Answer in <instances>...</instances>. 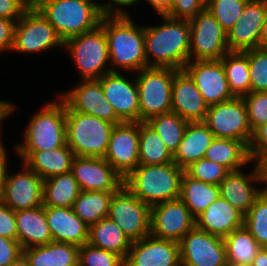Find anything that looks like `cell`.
<instances>
[{"instance_id": "cell-1", "label": "cell", "mask_w": 267, "mask_h": 266, "mask_svg": "<svg viewBox=\"0 0 267 266\" xmlns=\"http://www.w3.org/2000/svg\"><path fill=\"white\" fill-rule=\"evenodd\" d=\"M157 17L160 23H144L147 67L184 69L190 60L189 20L174 19L167 15Z\"/></svg>"}, {"instance_id": "cell-2", "label": "cell", "mask_w": 267, "mask_h": 266, "mask_svg": "<svg viewBox=\"0 0 267 266\" xmlns=\"http://www.w3.org/2000/svg\"><path fill=\"white\" fill-rule=\"evenodd\" d=\"M100 25L108 41L111 72L136 73L147 67L142 20L140 24L135 16L105 14Z\"/></svg>"}, {"instance_id": "cell-3", "label": "cell", "mask_w": 267, "mask_h": 266, "mask_svg": "<svg viewBox=\"0 0 267 266\" xmlns=\"http://www.w3.org/2000/svg\"><path fill=\"white\" fill-rule=\"evenodd\" d=\"M54 97L29 116L22 140L11 146L14 151L50 150L66 144V104L57 94Z\"/></svg>"}, {"instance_id": "cell-4", "label": "cell", "mask_w": 267, "mask_h": 266, "mask_svg": "<svg viewBox=\"0 0 267 266\" xmlns=\"http://www.w3.org/2000/svg\"><path fill=\"white\" fill-rule=\"evenodd\" d=\"M184 169L174 162L161 165L139 164L123 180V184L149 206L180 197Z\"/></svg>"}, {"instance_id": "cell-5", "label": "cell", "mask_w": 267, "mask_h": 266, "mask_svg": "<svg viewBox=\"0 0 267 266\" xmlns=\"http://www.w3.org/2000/svg\"><path fill=\"white\" fill-rule=\"evenodd\" d=\"M63 42L97 28L106 14L91 0H43L36 7Z\"/></svg>"}, {"instance_id": "cell-6", "label": "cell", "mask_w": 267, "mask_h": 266, "mask_svg": "<svg viewBox=\"0 0 267 266\" xmlns=\"http://www.w3.org/2000/svg\"><path fill=\"white\" fill-rule=\"evenodd\" d=\"M80 79L98 80L111 72L108 41L101 25L92 31L71 37L64 42V50Z\"/></svg>"}, {"instance_id": "cell-7", "label": "cell", "mask_w": 267, "mask_h": 266, "mask_svg": "<svg viewBox=\"0 0 267 266\" xmlns=\"http://www.w3.org/2000/svg\"><path fill=\"white\" fill-rule=\"evenodd\" d=\"M113 123L76 111H66V144L75 156H105Z\"/></svg>"}, {"instance_id": "cell-8", "label": "cell", "mask_w": 267, "mask_h": 266, "mask_svg": "<svg viewBox=\"0 0 267 266\" xmlns=\"http://www.w3.org/2000/svg\"><path fill=\"white\" fill-rule=\"evenodd\" d=\"M177 71L170 67H146L135 73L139 93V122L171 112L172 83Z\"/></svg>"}, {"instance_id": "cell-9", "label": "cell", "mask_w": 267, "mask_h": 266, "mask_svg": "<svg viewBox=\"0 0 267 266\" xmlns=\"http://www.w3.org/2000/svg\"><path fill=\"white\" fill-rule=\"evenodd\" d=\"M54 49H64V42L37 8H28L16 23L11 53L31 57Z\"/></svg>"}, {"instance_id": "cell-10", "label": "cell", "mask_w": 267, "mask_h": 266, "mask_svg": "<svg viewBox=\"0 0 267 266\" xmlns=\"http://www.w3.org/2000/svg\"><path fill=\"white\" fill-rule=\"evenodd\" d=\"M108 217L131 242L150 235L151 206L142 202L124 184L113 195Z\"/></svg>"}, {"instance_id": "cell-11", "label": "cell", "mask_w": 267, "mask_h": 266, "mask_svg": "<svg viewBox=\"0 0 267 266\" xmlns=\"http://www.w3.org/2000/svg\"><path fill=\"white\" fill-rule=\"evenodd\" d=\"M204 123L216 138L235 139L249 147L252 130L242 97L209 106Z\"/></svg>"}, {"instance_id": "cell-12", "label": "cell", "mask_w": 267, "mask_h": 266, "mask_svg": "<svg viewBox=\"0 0 267 266\" xmlns=\"http://www.w3.org/2000/svg\"><path fill=\"white\" fill-rule=\"evenodd\" d=\"M19 164L18 171L10 169V165L7 167L0 200L14 211L42 206L44 180L23 162Z\"/></svg>"}, {"instance_id": "cell-13", "label": "cell", "mask_w": 267, "mask_h": 266, "mask_svg": "<svg viewBox=\"0 0 267 266\" xmlns=\"http://www.w3.org/2000/svg\"><path fill=\"white\" fill-rule=\"evenodd\" d=\"M190 22V60H219L227 52V33L205 8Z\"/></svg>"}, {"instance_id": "cell-14", "label": "cell", "mask_w": 267, "mask_h": 266, "mask_svg": "<svg viewBox=\"0 0 267 266\" xmlns=\"http://www.w3.org/2000/svg\"><path fill=\"white\" fill-rule=\"evenodd\" d=\"M77 84L56 94L66 104V111H76L98 117L110 123L123 122L105 98L98 80H78Z\"/></svg>"}, {"instance_id": "cell-15", "label": "cell", "mask_w": 267, "mask_h": 266, "mask_svg": "<svg viewBox=\"0 0 267 266\" xmlns=\"http://www.w3.org/2000/svg\"><path fill=\"white\" fill-rule=\"evenodd\" d=\"M178 243L180 263L184 266H224L227 262L223 238L196 226Z\"/></svg>"}, {"instance_id": "cell-16", "label": "cell", "mask_w": 267, "mask_h": 266, "mask_svg": "<svg viewBox=\"0 0 267 266\" xmlns=\"http://www.w3.org/2000/svg\"><path fill=\"white\" fill-rule=\"evenodd\" d=\"M219 188L221 197L245 216L263 191L259 165L250 162L240 170L230 171Z\"/></svg>"}, {"instance_id": "cell-17", "label": "cell", "mask_w": 267, "mask_h": 266, "mask_svg": "<svg viewBox=\"0 0 267 266\" xmlns=\"http://www.w3.org/2000/svg\"><path fill=\"white\" fill-rule=\"evenodd\" d=\"M98 81L116 115L124 122H139V93L135 73L109 72Z\"/></svg>"}, {"instance_id": "cell-18", "label": "cell", "mask_w": 267, "mask_h": 266, "mask_svg": "<svg viewBox=\"0 0 267 266\" xmlns=\"http://www.w3.org/2000/svg\"><path fill=\"white\" fill-rule=\"evenodd\" d=\"M195 226V218L180 198L151 207L150 235L155 238L179 242Z\"/></svg>"}, {"instance_id": "cell-19", "label": "cell", "mask_w": 267, "mask_h": 266, "mask_svg": "<svg viewBox=\"0 0 267 266\" xmlns=\"http://www.w3.org/2000/svg\"><path fill=\"white\" fill-rule=\"evenodd\" d=\"M104 159L123 178L139 165V122L114 125Z\"/></svg>"}, {"instance_id": "cell-20", "label": "cell", "mask_w": 267, "mask_h": 266, "mask_svg": "<svg viewBox=\"0 0 267 266\" xmlns=\"http://www.w3.org/2000/svg\"><path fill=\"white\" fill-rule=\"evenodd\" d=\"M184 70L194 80L208 106L235 97L229 89L221 59L189 61Z\"/></svg>"}, {"instance_id": "cell-21", "label": "cell", "mask_w": 267, "mask_h": 266, "mask_svg": "<svg viewBox=\"0 0 267 266\" xmlns=\"http://www.w3.org/2000/svg\"><path fill=\"white\" fill-rule=\"evenodd\" d=\"M71 173L81 191H117L124 180L103 157L75 156Z\"/></svg>"}, {"instance_id": "cell-22", "label": "cell", "mask_w": 267, "mask_h": 266, "mask_svg": "<svg viewBox=\"0 0 267 266\" xmlns=\"http://www.w3.org/2000/svg\"><path fill=\"white\" fill-rule=\"evenodd\" d=\"M267 0H248L238 21L227 33L230 51H247L259 47Z\"/></svg>"}, {"instance_id": "cell-23", "label": "cell", "mask_w": 267, "mask_h": 266, "mask_svg": "<svg viewBox=\"0 0 267 266\" xmlns=\"http://www.w3.org/2000/svg\"><path fill=\"white\" fill-rule=\"evenodd\" d=\"M180 264L179 243L146 236L131 244L125 266H177Z\"/></svg>"}, {"instance_id": "cell-24", "label": "cell", "mask_w": 267, "mask_h": 266, "mask_svg": "<svg viewBox=\"0 0 267 266\" xmlns=\"http://www.w3.org/2000/svg\"><path fill=\"white\" fill-rule=\"evenodd\" d=\"M171 99V112L187 122H204L209 106L184 69L178 70L174 75Z\"/></svg>"}, {"instance_id": "cell-25", "label": "cell", "mask_w": 267, "mask_h": 266, "mask_svg": "<svg viewBox=\"0 0 267 266\" xmlns=\"http://www.w3.org/2000/svg\"><path fill=\"white\" fill-rule=\"evenodd\" d=\"M52 241L74 244L88 243L89 226L74 212L72 207L44 206Z\"/></svg>"}, {"instance_id": "cell-26", "label": "cell", "mask_w": 267, "mask_h": 266, "mask_svg": "<svg viewBox=\"0 0 267 266\" xmlns=\"http://www.w3.org/2000/svg\"><path fill=\"white\" fill-rule=\"evenodd\" d=\"M16 159H20L30 170L37 173L43 180L60 174L71 172L75 154L64 146L42 151H12Z\"/></svg>"}, {"instance_id": "cell-27", "label": "cell", "mask_w": 267, "mask_h": 266, "mask_svg": "<svg viewBox=\"0 0 267 266\" xmlns=\"http://www.w3.org/2000/svg\"><path fill=\"white\" fill-rule=\"evenodd\" d=\"M195 222L199 230L224 238L233 230L244 226V215L220 196Z\"/></svg>"}, {"instance_id": "cell-28", "label": "cell", "mask_w": 267, "mask_h": 266, "mask_svg": "<svg viewBox=\"0 0 267 266\" xmlns=\"http://www.w3.org/2000/svg\"><path fill=\"white\" fill-rule=\"evenodd\" d=\"M15 217L17 241L22 250L52 242L43 205L15 211Z\"/></svg>"}, {"instance_id": "cell-29", "label": "cell", "mask_w": 267, "mask_h": 266, "mask_svg": "<svg viewBox=\"0 0 267 266\" xmlns=\"http://www.w3.org/2000/svg\"><path fill=\"white\" fill-rule=\"evenodd\" d=\"M214 134L204 122H188L183 138L173 155V162L182 169L204 158Z\"/></svg>"}, {"instance_id": "cell-30", "label": "cell", "mask_w": 267, "mask_h": 266, "mask_svg": "<svg viewBox=\"0 0 267 266\" xmlns=\"http://www.w3.org/2000/svg\"><path fill=\"white\" fill-rule=\"evenodd\" d=\"M30 266H78L79 247L74 244L50 242L23 249Z\"/></svg>"}, {"instance_id": "cell-31", "label": "cell", "mask_w": 267, "mask_h": 266, "mask_svg": "<svg viewBox=\"0 0 267 266\" xmlns=\"http://www.w3.org/2000/svg\"><path fill=\"white\" fill-rule=\"evenodd\" d=\"M88 243L119 255L126 260L132 242L109 217L102 218L89 227Z\"/></svg>"}, {"instance_id": "cell-32", "label": "cell", "mask_w": 267, "mask_h": 266, "mask_svg": "<svg viewBox=\"0 0 267 266\" xmlns=\"http://www.w3.org/2000/svg\"><path fill=\"white\" fill-rule=\"evenodd\" d=\"M204 158L223 165L229 171L240 170L251 162L248 147L242 141L216 137Z\"/></svg>"}, {"instance_id": "cell-33", "label": "cell", "mask_w": 267, "mask_h": 266, "mask_svg": "<svg viewBox=\"0 0 267 266\" xmlns=\"http://www.w3.org/2000/svg\"><path fill=\"white\" fill-rule=\"evenodd\" d=\"M220 196L219 186L193 179L183 173L179 198L195 219Z\"/></svg>"}, {"instance_id": "cell-34", "label": "cell", "mask_w": 267, "mask_h": 266, "mask_svg": "<svg viewBox=\"0 0 267 266\" xmlns=\"http://www.w3.org/2000/svg\"><path fill=\"white\" fill-rule=\"evenodd\" d=\"M81 189L71 172L44 180L43 206L73 207Z\"/></svg>"}, {"instance_id": "cell-35", "label": "cell", "mask_w": 267, "mask_h": 266, "mask_svg": "<svg viewBox=\"0 0 267 266\" xmlns=\"http://www.w3.org/2000/svg\"><path fill=\"white\" fill-rule=\"evenodd\" d=\"M116 191H81L74 201L75 214L89 227L108 217L111 200Z\"/></svg>"}, {"instance_id": "cell-36", "label": "cell", "mask_w": 267, "mask_h": 266, "mask_svg": "<svg viewBox=\"0 0 267 266\" xmlns=\"http://www.w3.org/2000/svg\"><path fill=\"white\" fill-rule=\"evenodd\" d=\"M229 89L235 97L251 92L248 50L229 51L221 58Z\"/></svg>"}, {"instance_id": "cell-37", "label": "cell", "mask_w": 267, "mask_h": 266, "mask_svg": "<svg viewBox=\"0 0 267 266\" xmlns=\"http://www.w3.org/2000/svg\"><path fill=\"white\" fill-rule=\"evenodd\" d=\"M172 162L173 155L158 133L147 122H139V164L161 165Z\"/></svg>"}, {"instance_id": "cell-38", "label": "cell", "mask_w": 267, "mask_h": 266, "mask_svg": "<svg viewBox=\"0 0 267 266\" xmlns=\"http://www.w3.org/2000/svg\"><path fill=\"white\" fill-rule=\"evenodd\" d=\"M227 261L251 266L257 252L261 249L250 232L243 226L233 230L223 238Z\"/></svg>"}, {"instance_id": "cell-39", "label": "cell", "mask_w": 267, "mask_h": 266, "mask_svg": "<svg viewBox=\"0 0 267 266\" xmlns=\"http://www.w3.org/2000/svg\"><path fill=\"white\" fill-rule=\"evenodd\" d=\"M146 122L158 133L167 149L174 155L188 122L174 112L154 116Z\"/></svg>"}, {"instance_id": "cell-40", "label": "cell", "mask_w": 267, "mask_h": 266, "mask_svg": "<svg viewBox=\"0 0 267 266\" xmlns=\"http://www.w3.org/2000/svg\"><path fill=\"white\" fill-rule=\"evenodd\" d=\"M244 227L261 248H267V194L264 191L244 216Z\"/></svg>"}, {"instance_id": "cell-41", "label": "cell", "mask_w": 267, "mask_h": 266, "mask_svg": "<svg viewBox=\"0 0 267 266\" xmlns=\"http://www.w3.org/2000/svg\"><path fill=\"white\" fill-rule=\"evenodd\" d=\"M248 0H207L206 8L228 33L242 14Z\"/></svg>"}, {"instance_id": "cell-42", "label": "cell", "mask_w": 267, "mask_h": 266, "mask_svg": "<svg viewBox=\"0 0 267 266\" xmlns=\"http://www.w3.org/2000/svg\"><path fill=\"white\" fill-rule=\"evenodd\" d=\"M184 172L193 179L219 186L230 171L223 165L201 158L186 167Z\"/></svg>"}, {"instance_id": "cell-43", "label": "cell", "mask_w": 267, "mask_h": 266, "mask_svg": "<svg viewBox=\"0 0 267 266\" xmlns=\"http://www.w3.org/2000/svg\"><path fill=\"white\" fill-rule=\"evenodd\" d=\"M251 92L267 91V48L248 50Z\"/></svg>"}, {"instance_id": "cell-44", "label": "cell", "mask_w": 267, "mask_h": 266, "mask_svg": "<svg viewBox=\"0 0 267 266\" xmlns=\"http://www.w3.org/2000/svg\"><path fill=\"white\" fill-rule=\"evenodd\" d=\"M78 266H125L117 254L86 243L79 247Z\"/></svg>"}, {"instance_id": "cell-45", "label": "cell", "mask_w": 267, "mask_h": 266, "mask_svg": "<svg viewBox=\"0 0 267 266\" xmlns=\"http://www.w3.org/2000/svg\"><path fill=\"white\" fill-rule=\"evenodd\" d=\"M249 124L252 133L261 125L267 123V91L250 92L244 95Z\"/></svg>"}, {"instance_id": "cell-46", "label": "cell", "mask_w": 267, "mask_h": 266, "mask_svg": "<svg viewBox=\"0 0 267 266\" xmlns=\"http://www.w3.org/2000/svg\"><path fill=\"white\" fill-rule=\"evenodd\" d=\"M205 8V0H173V5L166 15L174 19L190 20Z\"/></svg>"}, {"instance_id": "cell-47", "label": "cell", "mask_w": 267, "mask_h": 266, "mask_svg": "<svg viewBox=\"0 0 267 266\" xmlns=\"http://www.w3.org/2000/svg\"><path fill=\"white\" fill-rule=\"evenodd\" d=\"M248 150L250 161L258 165L267 158V123L253 132Z\"/></svg>"}, {"instance_id": "cell-48", "label": "cell", "mask_w": 267, "mask_h": 266, "mask_svg": "<svg viewBox=\"0 0 267 266\" xmlns=\"http://www.w3.org/2000/svg\"><path fill=\"white\" fill-rule=\"evenodd\" d=\"M0 236L17 240L15 211L0 200Z\"/></svg>"}, {"instance_id": "cell-49", "label": "cell", "mask_w": 267, "mask_h": 266, "mask_svg": "<svg viewBox=\"0 0 267 266\" xmlns=\"http://www.w3.org/2000/svg\"><path fill=\"white\" fill-rule=\"evenodd\" d=\"M22 255V249L17 240L0 236V266H9Z\"/></svg>"}, {"instance_id": "cell-50", "label": "cell", "mask_w": 267, "mask_h": 266, "mask_svg": "<svg viewBox=\"0 0 267 266\" xmlns=\"http://www.w3.org/2000/svg\"><path fill=\"white\" fill-rule=\"evenodd\" d=\"M16 23L17 20L0 18V55L11 53L14 45Z\"/></svg>"}, {"instance_id": "cell-51", "label": "cell", "mask_w": 267, "mask_h": 266, "mask_svg": "<svg viewBox=\"0 0 267 266\" xmlns=\"http://www.w3.org/2000/svg\"><path fill=\"white\" fill-rule=\"evenodd\" d=\"M103 2H104V10L108 15L132 16L133 13L134 14L136 13L135 8L138 5H141V0H103ZM133 7L134 10H132Z\"/></svg>"}, {"instance_id": "cell-52", "label": "cell", "mask_w": 267, "mask_h": 266, "mask_svg": "<svg viewBox=\"0 0 267 266\" xmlns=\"http://www.w3.org/2000/svg\"><path fill=\"white\" fill-rule=\"evenodd\" d=\"M27 9L21 0H0V18L18 21Z\"/></svg>"}, {"instance_id": "cell-53", "label": "cell", "mask_w": 267, "mask_h": 266, "mask_svg": "<svg viewBox=\"0 0 267 266\" xmlns=\"http://www.w3.org/2000/svg\"><path fill=\"white\" fill-rule=\"evenodd\" d=\"M16 103L13 100L9 101V99H2L0 98V130H4V125L6 120L13 117L14 113L17 114L16 111L19 105H15ZM11 116V117H10Z\"/></svg>"}, {"instance_id": "cell-54", "label": "cell", "mask_w": 267, "mask_h": 266, "mask_svg": "<svg viewBox=\"0 0 267 266\" xmlns=\"http://www.w3.org/2000/svg\"><path fill=\"white\" fill-rule=\"evenodd\" d=\"M143 3L149 5L148 11L149 8H152L156 16V13L158 15H166L173 5V0H141V5H143Z\"/></svg>"}, {"instance_id": "cell-55", "label": "cell", "mask_w": 267, "mask_h": 266, "mask_svg": "<svg viewBox=\"0 0 267 266\" xmlns=\"http://www.w3.org/2000/svg\"><path fill=\"white\" fill-rule=\"evenodd\" d=\"M9 148H7V145L0 151V191L2 188V183H3V179H4V175L6 172V169L9 165H11L10 163H12V159L9 156L10 152L8 150ZM11 159V160H9Z\"/></svg>"}, {"instance_id": "cell-56", "label": "cell", "mask_w": 267, "mask_h": 266, "mask_svg": "<svg viewBox=\"0 0 267 266\" xmlns=\"http://www.w3.org/2000/svg\"><path fill=\"white\" fill-rule=\"evenodd\" d=\"M251 266H267V248H261Z\"/></svg>"}, {"instance_id": "cell-57", "label": "cell", "mask_w": 267, "mask_h": 266, "mask_svg": "<svg viewBox=\"0 0 267 266\" xmlns=\"http://www.w3.org/2000/svg\"><path fill=\"white\" fill-rule=\"evenodd\" d=\"M260 48H267V9L265 12V20L262 26L260 41H259Z\"/></svg>"}, {"instance_id": "cell-58", "label": "cell", "mask_w": 267, "mask_h": 266, "mask_svg": "<svg viewBox=\"0 0 267 266\" xmlns=\"http://www.w3.org/2000/svg\"><path fill=\"white\" fill-rule=\"evenodd\" d=\"M259 167L262 174L263 186H267V158L259 165Z\"/></svg>"}, {"instance_id": "cell-59", "label": "cell", "mask_w": 267, "mask_h": 266, "mask_svg": "<svg viewBox=\"0 0 267 266\" xmlns=\"http://www.w3.org/2000/svg\"><path fill=\"white\" fill-rule=\"evenodd\" d=\"M9 266H30V263L26 259V257L22 254L19 258H17Z\"/></svg>"}, {"instance_id": "cell-60", "label": "cell", "mask_w": 267, "mask_h": 266, "mask_svg": "<svg viewBox=\"0 0 267 266\" xmlns=\"http://www.w3.org/2000/svg\"><path fill=\"white\" fill-rule=\"evenodd\" d=\"M26 7L36 8L43 0H21Z\"/></svg>"}, {"instance_id": "cell-61", "label": "cell", "mask_w": 267, "mask_h": 266, "mask_svg": "<svg viewBox=\"0 0 267 266\" xmlns=\"http://www.w3.org/2000/svg\"><path fill=\"white\" fill-rule=\"evenodd\" d=\"M3 130H0V151L6 146L4 143L5 138H3Z\"/></svg>"}, {"instance_id": "cell-62", "label": "cell", "mask_w": 267, "mask_h": 266, "mask_svg": "<svg viewBox=\"0 0 267 266\" xmlns=\"http://www.w3.org/2000/svg\"><path fill=\"white\" fill-rule=\"evenodd\" d=\"M224 266H245V265H240V264L234 263L232 261H227Z\"/></svg>"}, {"instance_id": "cell-63", "label": "cell", "mask_w": 267, "mask_h": 266, "mask_svg": "<svg viewBox=\"0 0 267 266\" xmlns=\"http://www.w3.org/2000/svg\"><path fill=\"white\" fill-rule=\"evenodd\" d=\"M91 1L98 3L104 9V2L102 0L101 1L100 0H91Z\"/></svg>"}, {"instance_id": "cell-64", "label": "cell", "mask_w": 267, "mask_h": 266, "mask_svg": "<svg viewBox=\"0 0 267 266\" xmlns=\"http://www.w3.org/2000/svg\"><path fill=\"white\" fill-rule=\"evenodd\" d=\"M263 191L267 194V186H263Z\"/></svg>"}]
</instances>
